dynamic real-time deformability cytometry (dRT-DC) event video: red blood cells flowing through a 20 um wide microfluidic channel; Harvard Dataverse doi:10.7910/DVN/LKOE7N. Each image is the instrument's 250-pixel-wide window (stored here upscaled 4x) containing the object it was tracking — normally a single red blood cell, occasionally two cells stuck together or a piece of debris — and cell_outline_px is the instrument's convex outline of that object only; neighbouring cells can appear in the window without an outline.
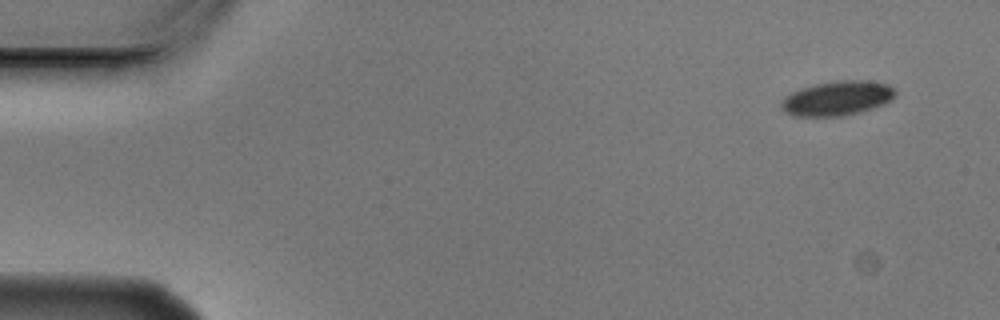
{"species": "Egyptian fruit bat (a non-hibernating species)", "species_latin": "Rousettus aegyptiacus", "temperature_condition": "cold", "stored_images_in_passage": 5, "camera_frame_rate_fps": 3000, "um_per_image_px": 0.085, "animal": {"sex": "male"}, "frame": {"image": 1, "passage_image": 1, "time_ms": 0.0, "image_size_px": [1000, 320], "cell_outline_px": [[896, 92], [892, 100], [884, 104], [872, 108], [844, 116], [792, 116], [784, 112], [780, 108], [780, 104], [792, 92], [800, 88], [816, 84], [836, 80], [864, 80], [888, 84]], "centroid_in_image_um": [71.16, 8.35], "position_along_channel_um": 13.8, "area_um2": 22.89}}
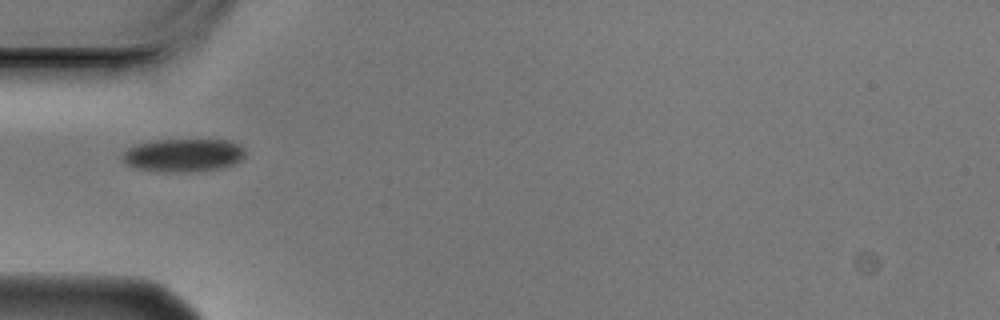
{"frame": {"image": 2, "passage_image": 5, "time_ms": 1.333, "image_size_px": [1000, 320], "cell_outline_px": [[244, 156], [236, 164], [224, 168], [200, 172], [156, 172], [132, 168], [124, 164], [120, 160], [120, 156], [128, 148], [136, 144], [156, 140], [228, 140], [244, 148]], "centroid_in_image_um": [15.53, 13.23], "position_along_channel_um": 69.5, "area_um2": 24.33}}